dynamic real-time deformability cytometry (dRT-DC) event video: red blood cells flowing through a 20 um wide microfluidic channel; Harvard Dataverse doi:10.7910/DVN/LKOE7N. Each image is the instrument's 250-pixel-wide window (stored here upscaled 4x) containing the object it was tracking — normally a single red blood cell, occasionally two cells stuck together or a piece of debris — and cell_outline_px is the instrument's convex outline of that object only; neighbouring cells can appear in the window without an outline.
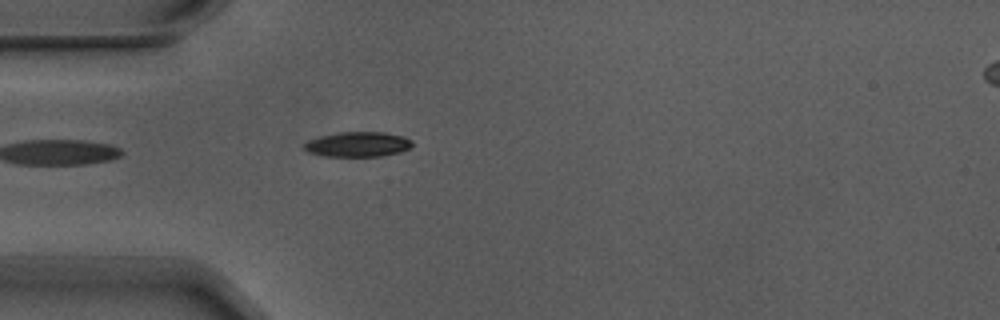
{"species": "Egyptian fruit bat (a non-hibernating species)", "species_latin": "Rousettus aegyptiacus", "temperature_condition": "warm", "stored_images_in_passage": 4, "camera_frame_rate_fps": 3000, "um_per_image_px": 0.085, "animal": {"sex": "male"}, "frame": {"image": 1, "passage_image": 4, "time_ms": 1.0, "image_size_px": [1000, 320], "cell_outline_px": [[412, 144], [408, 148], [400, 152], [384, 156], [324, 156], [308, 152], [304, 148], [304, 144], [308, 140], [320, 136], [340, 132], [384, 132], [404, 136], [412, 140]], "centroid_in_image_um": [30.42, 12.26], "position_along_channel_um": 54.6, "area_um2": 15.72}}